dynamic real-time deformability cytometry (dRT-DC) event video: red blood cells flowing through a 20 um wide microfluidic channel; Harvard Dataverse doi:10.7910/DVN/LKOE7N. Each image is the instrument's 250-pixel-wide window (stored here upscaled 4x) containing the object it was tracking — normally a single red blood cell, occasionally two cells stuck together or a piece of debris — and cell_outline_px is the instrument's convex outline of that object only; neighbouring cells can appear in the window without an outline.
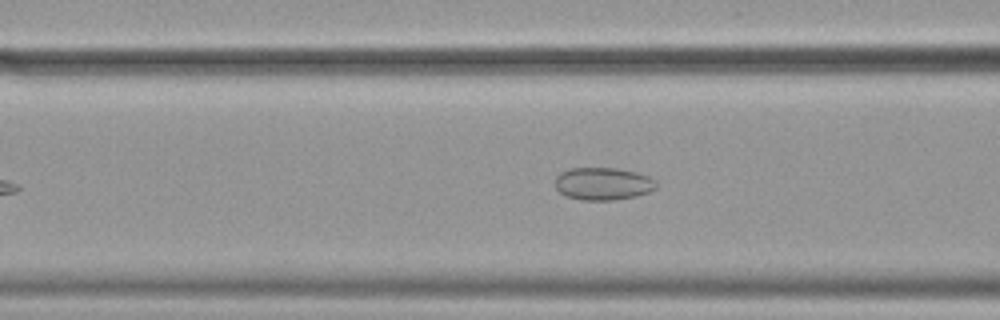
{"species": "common noctule bat (a hibernating species)", "species_latin": "Nyctalus noctula", "temperature_condition": "cold", "stored_images_in_passage": 47, "camera_frame_rate_fps": 3000, "um_per_image_px": 0.085, "animal": {"sex": "female", "body_mass_g": 19.9}, "frame": {"image": 1, "passage_image": 16, "time_ms": 5.0, "image_size_px": [1000, 320], "cell_outline_px": [[656, 188], [648, 192], [636, 196], [612, 200], [580, 200], [564, 196], [556, 188], [556, 176], [560, 172], [568, 168], [616, 168], [636, 172], [648, 176], [656, 180]], "centroid_in_image_um": [51.23, 15.61], "position_along_channel_um": 115.4, "area_um2": 19.31}}
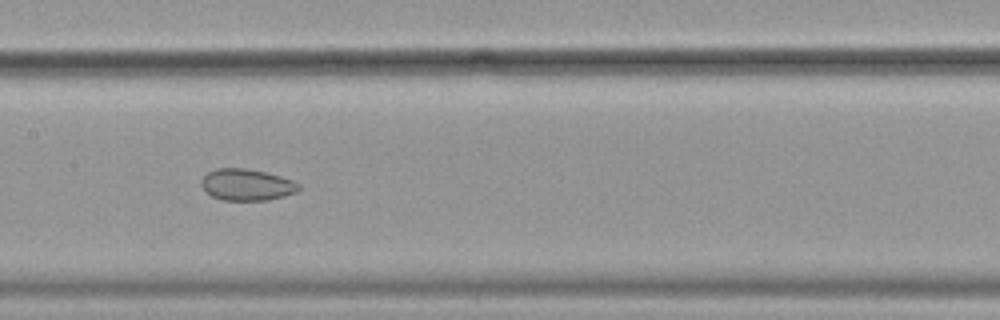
{"frame": {"image": 2, "passage_image": 22, "time_ms": 7.0, "image_size_px": [1000, 320], "cell_outline_px": [[300, 188], [296, 192], [284, 196], [268, 200], [220, 200], [212, 196], [200, 184], [200, 180], [208, 172], [216, 168], [244, 168], [264, 172], [280, 176], [292, 180], [300, 184]], "centroid_in_image_um": [20.97, 15.7], "position_along_channel_um": 186.4, "area_um2": 17.86}}
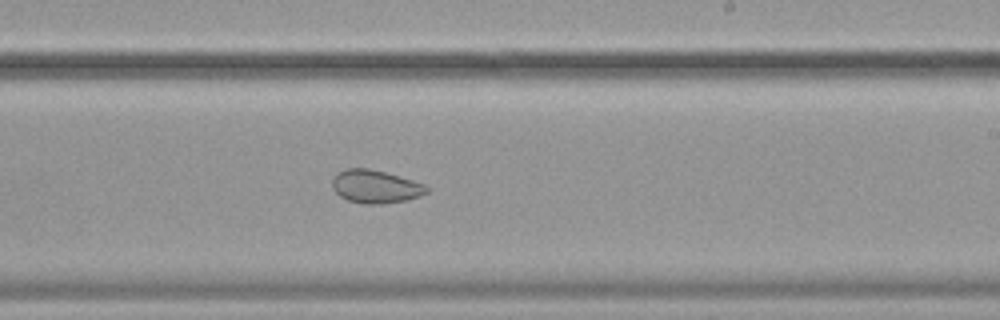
{"frame": {"image": 3, "passage_image": 28, "time_ms": 9.0, "image_size_px": [1000, 320], "cell_outline_px": [[428, 192], [420, 196], [408, 200], [380, 204], [364, 204], [348, 200], [340, 196], [332, 188], [332, 180], [344, 168], [368, 168], [384, 172], [412, 180], [424, 184], [428, 188]], "centroid_in_image_um": [31.92, 15.87], "position_along_channel_um": 257.1, "area_um2": 18.09}, "authors_computed_cell_mechanics": {"area_um2": 22.542, "velocity_mm_per_s": 3.5544, "shape_relaxation_time_tau1_ms": null, "shape_relaxation_time_tau2_ms": 2.2625, "deformation_change_tau1": null, "deformation_change_tau2": 0.0594}}